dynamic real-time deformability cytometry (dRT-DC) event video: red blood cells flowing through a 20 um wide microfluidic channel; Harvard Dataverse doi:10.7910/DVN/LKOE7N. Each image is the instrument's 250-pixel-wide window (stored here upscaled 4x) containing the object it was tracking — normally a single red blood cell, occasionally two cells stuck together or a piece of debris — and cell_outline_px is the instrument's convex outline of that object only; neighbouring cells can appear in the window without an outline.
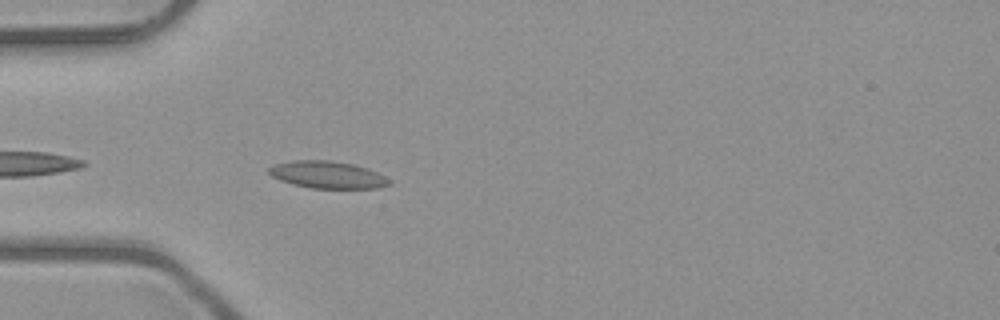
{"species": "common noctule bat (a hibernating species)", "species_latin": "Nyctalus noctula", "temperature_condition": "room temperature", "stored_images_in_passage": 18, "camera_frame_rate_fps": 3000, "um_per_image_px": 0.085, "animal": {"sex": "male", "body_mass_g": 23.1, "forearm_length_mm": 52.7}, "frame": {"image": 1, "passage_image": 2, "time_ms": 0.333, "image_size_px": [1000, 320], "cell_outline_px": [[392, 184], [380, 188], [312, 188], [292, 184], [280, 180], [272, 176], [268, 172], [268, 168], [276, 164], [292, 160], [332, 160], [352, 164], [368, 168], [392, 180]], "centroid_in_image_um": [27.86, 14.85], "position_along_channel_um": 57.1, "area_um2": 19.13}}
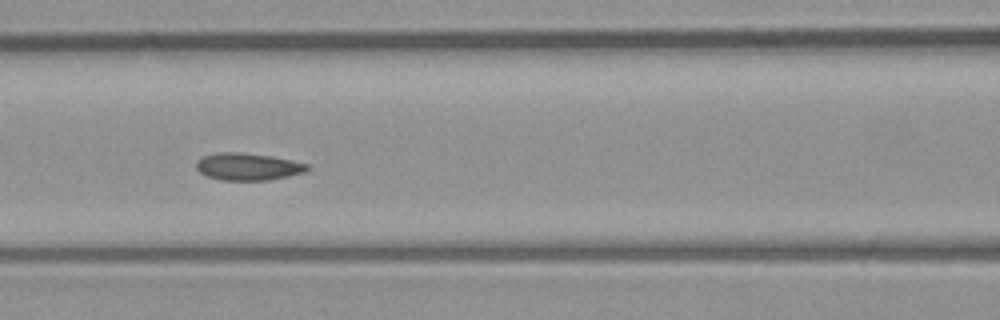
{"frame": {"image": 2, "passage_image": 9, "time_ms": 2.667, "image_size_px": [1000, 320], "cell_outline_px": [[312, 168], [304, 172], [288, 176], [268, 180], [220, 180], [208, 176], [200, 172], [196, 168], [196, 160], [204, 156], [220, 152], [240, 152], [272, 156], [292, 160], [308, 164]], "centroid_in_image_um": [21.09, 14.16], "position_along_channel_um": 145.5, "area_um2": 17.63}}
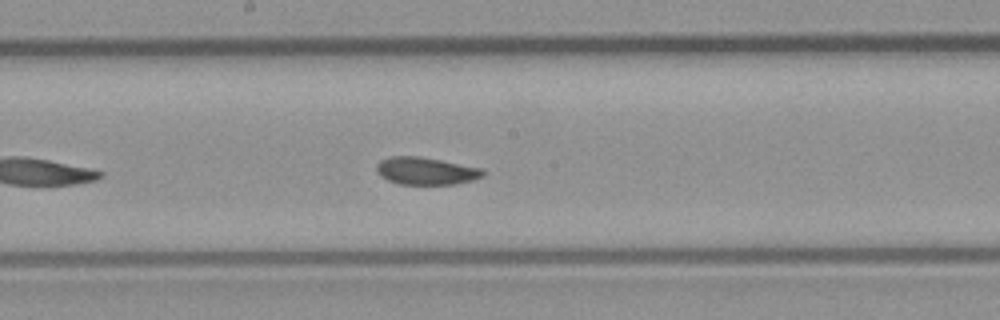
{"frame": {"image": 3, "passage_image": 14, "time_ms": 4.333, "image_size_px": [1000, 320], "cell_outline_px": [[488, 172], [484, 176], [472, 180], [456, 184], [400, 184], [388, 180], [380, 176], [376, 172], [376, 164], [380, 160], [392, 156], [420, 156], [484, 168]], "centroid_in_image_um": [36.24, 14.52], "position_along_channel_um": 212.0, "area_um2": 17.28}}